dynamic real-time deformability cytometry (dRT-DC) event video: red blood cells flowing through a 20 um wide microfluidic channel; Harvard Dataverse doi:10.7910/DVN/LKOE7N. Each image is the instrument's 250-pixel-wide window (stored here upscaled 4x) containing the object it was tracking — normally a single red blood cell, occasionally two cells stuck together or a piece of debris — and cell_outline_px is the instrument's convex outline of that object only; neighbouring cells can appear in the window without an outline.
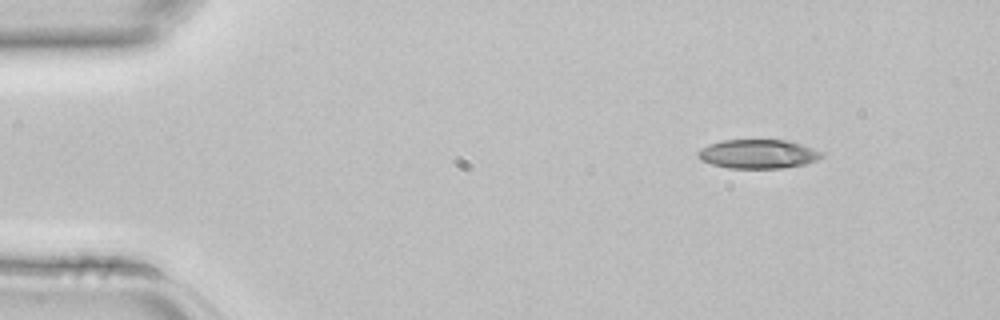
{"species": "common noctule bat (a hibernating species)", "species_latin": "Nyctalus noctula", "temperature_condition": "room temperature", "stored_images_in_passage": 4, "camera_frame_rate_fps": 3000, "um_per_image_px": 0.085, "animal": {"sex": "female", "body_mass_g": 22.7, "forearm_length_mm": 54.2}, "frame": {"image": 1, "passage_image": 1, "time_ms": 0.0, "image_size_px": [1000, 320], "cell_outline_px": [[824, 156], [816, 160], [804, 164], [784, 168], [728, 168], [712, 164], [700, 160], [696, 156], [696, 152], [700, 148], [708, 144], [724, 140], [788, 140], [824, 152]], "centroid_in_image_um": [64.4, 13.09], "position_along_channel_um": 20.6, "area_um2": 21.04}}
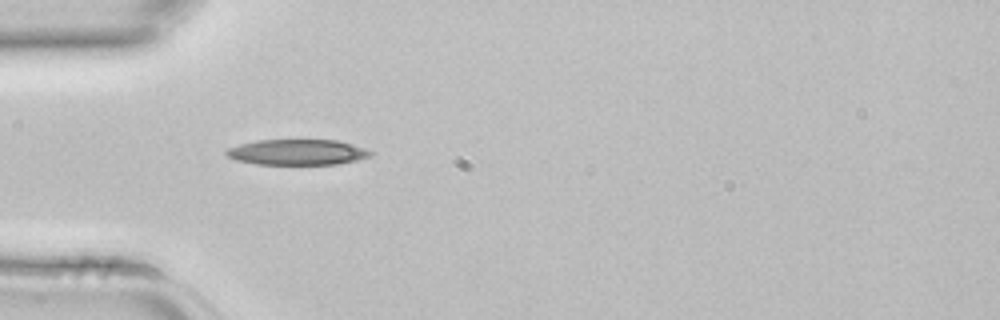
{"frame": {"image": 2, "passage_image": 3, "time_ms": 0.667, "image_size_px": [1000, 320], "cell_outline_px": [[372, 156], [356, 160], [336, 164], [256, 164], [236, 160], [228, 156], [224, 152], [228, 148], [240, 144], [260, 140], [336, 140], [352, 144], [364, 148], [372, 152]], "centroid_in_image_um": [25.27, 12.93], "position_along_channel_um": 59.7, "area_um2": 21.33}}